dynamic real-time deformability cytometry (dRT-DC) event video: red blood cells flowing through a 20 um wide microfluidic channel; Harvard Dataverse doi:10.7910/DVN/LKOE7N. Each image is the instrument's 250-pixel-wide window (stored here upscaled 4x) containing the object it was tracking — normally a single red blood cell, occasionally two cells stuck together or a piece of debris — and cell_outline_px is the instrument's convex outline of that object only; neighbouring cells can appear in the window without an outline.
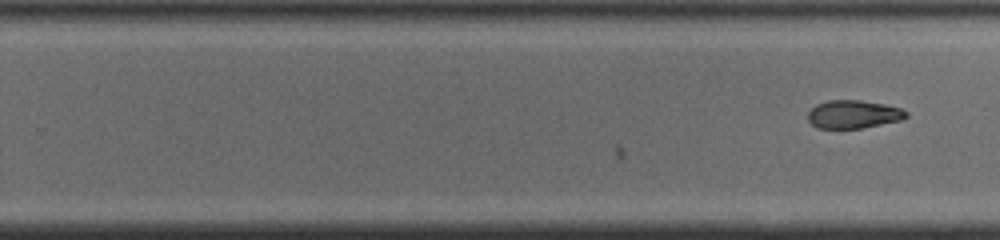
{"species": "common noctule bat (a hibernating species)", "species_latin": "Nyctalus noctula", "temperature_condition": "cold", "stored_images_in_passage": 17, "camera_frame_rate_fps": 3000, "um_per_image_px": 0.085, "animal": {"sex": "male", "body_mass_g": 19.0, "forearm_length_mm": 50.8}, "frame": {"image": 1, "passage_image": 17, "time_ms": 5.333, "image_size_px": [1000, 240], "cell_outline_px": [[908, 116], [900, 120], [864, 128], [816, 128], [808, 120], [808, 112], [816, 104], [828, 100], [860, 100], [884, 104], [900, 108], [908, 112]], "centroid_in_image_um": [72.53, 9.71], "position_along_channel_um": 257.3, "area_um2": 16.13}}